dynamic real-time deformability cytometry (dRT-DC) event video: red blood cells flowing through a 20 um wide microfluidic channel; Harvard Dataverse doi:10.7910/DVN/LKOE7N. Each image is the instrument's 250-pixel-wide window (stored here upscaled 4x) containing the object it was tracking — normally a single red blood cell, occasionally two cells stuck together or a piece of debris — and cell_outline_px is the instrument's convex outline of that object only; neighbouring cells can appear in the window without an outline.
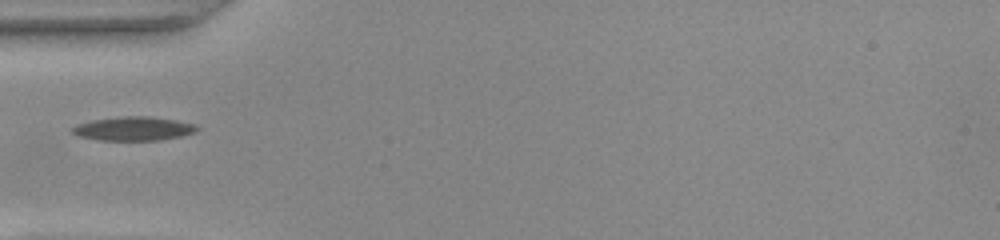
{"species": "common noctule bat (a hibernating species)", "species_latin": "Nyctalus noctula", "temperature_condition": "warm", "stored_images_in_passage": 36, "camera_frame_rate_fps": 3000, "um_per_image_px": 0.085, "animal": {"sex": "female", "body_mass_g": 22.0, "forearm_length_mm": 56.7}, "frame": {"image": 1, "passage_image": 1, "time_ms": 0.0, "image_size_px": [1000, 240], "cell_outline_px": [[200, 128], [196, 132], [180, 136], [160, 140], [100, 140], [80, 136], [72, 132], [72, 128], [76, 124], [92, 120], [124, 116], [148, 116], [176, 120], [196, 124]], "centroid_in_image_um": [11.39, 10.93], "position_along_channel_um": 73.6, "area_um2": 17.28}}
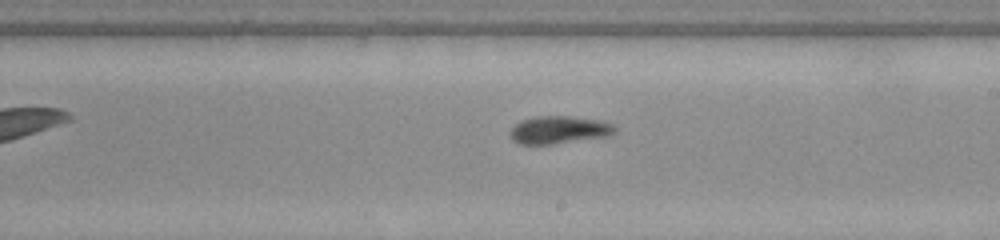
{"frame": {"image": 2, "passage_image": 14, "time_ms": 4.333, "image_size_px": [1000, 240], "cell_outline_px": [[616, 132], [608, 136], [552, 144], [520, 144], [512, 140], [508, 132], [520, 120], [536, 116], [572, 116], [600, 120], [612, 124], [616, 128]], "centroid_in_image_um": [47.5, 11.03], "position_along_channel_um": 241.5, "area_um2": 16.99}}
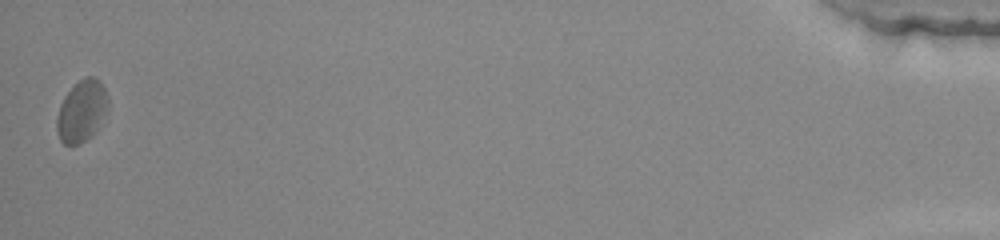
{"frame": {"image": 3, "passage_image": 36, "time_ms": 11.667, "image_size_px": [1000, 240], "cell_outline_px": [[108, 108], [92, 136], [76, 144], [64, 144], [60, 140], [56, 128], [56, 120], [60, 104], [64, 96], [84, 76], [96, 76], [100, 80], [108, 96]], "centroid_in_image_um": [6.94, 9.41], "position_along_channel_um": 428.3, "area_um2": 18.26}}